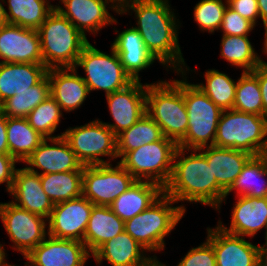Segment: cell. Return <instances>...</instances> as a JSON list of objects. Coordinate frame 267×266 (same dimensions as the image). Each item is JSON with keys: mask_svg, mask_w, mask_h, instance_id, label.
Instances as JSON below:
<instances>
[{"mask_svg": "<svg viewBox=\"0 0 267 266\" xmlns=\"http://www.w3.org/2000/svg\"><path fill=\"white\" fill-rule=\"evenodd\" d=\"M48 72L44 64L0 62V105L14 92L29 90L39 83Z\"/></svg>", "mask_w": 267, "mask_h": 266, "instance_id": "27", "label": "cell"}, {"mask_svg": "<svg viewBox=\"0 0 267 266\" xmlns=\"http://www.w3.org/2000/svg\"><path fill=\"white\" fill-rule=\"evenodd\" d=\"M220 56L242 72H252L259 65V54L248 36L222 35Z\"/></svg>", "mask_w": 267, "mask_h": 266, "instance_id": "35", "label": "cell"}, {"mask_svg": "<svg viewBox=\"0 0 267 266\" xmlns=\"http://www.w3.org/2000/svg\"><path fill=\"white\" fill-rule=\"evenodd\" d=\"M145 252L148 251L124 230L102 244L92 257L99 266L103 259L112 266H143L157 257L155 254L147 257Z\"/></svg>", "mask_w": 267, "mask_h": 266, "instance_id": "24", "label": "cell"}, {"mask_svg": "<svg viewBox=\"0 0 267 266\" xmlns=\"http://www.w3.org/2000/svg\"><path fill=\"white\" fill-rule=\"evenodd\" d=\"M114 7L120 12L127 4L132 3L136 0H109Z\"/></svg>", "mask_w": 267, "mask_h": 266, "instance_id": "48", "label": "cell"}, {"mask_svg": "<svg viewBox=\"0 0 267 266\" xmlns=\"http://www.w3.org/2000/svg\"><path fill=\"white\" fill-rule=\"evenodd\" d=\"M62 4L56 9L85 37L86 32L95 35L105 26L118 23L108 10L113 9L118 15L119 11L109 0H63Z\"/></svg>", "mask_w": 267, "mask_h": 266, "instance_id": "18", "label": "cell"}, {"mask_svg": "<svg viewBox=\"0 0 267 266\" xmlns=\"http://www.w3.org/2000/svg\"><path fill=\"white\" fill-rule=\"evenodd\" d=\"M255 25L249 20L243 18L240 14L235 12L229 6H227L222 24L220 27V31L223 32L222 35L229 36H248Z\"/></svg>", "mask_w": 267, "mask_h": 266, "instance_id": "40", "label": "cell"}, {"mask_svg": "<svg viewBox=\"0 0 267 266\" xmlns=\"http://www.w3.org/2000/svg\"><path fill=\"white\" fill-rule=\"evenodd\" d=\"M233 109L263 116V100L257 76L253 72H242L237 79Z\"/></svg>", "mask_w": 267, "mask_h": 266, "instance_id": "38", "label": "cell"}, {"mask_svg": "<svg viewBox=\"0 0 267 266\" xmlns=\"http://www.w3.org/2000/svg\"><path fill=\"white\" fill-rule=\"evenodd\" d=\"M206 83L194 84L206 94L221 110L233 109L236 96V85L228 74L216 69H208L204 72Z\"/></svg>", "mask_w": 267, "mask_h": 266, "instance_id": "36", "label": "cell"}, {"mask_svg": "<svg viewBox=\"0 0 267 266\" xmlns=\"http://www.w3.org/2000/svg\"><path fill=\"white\" fill-rule=\"evenodd\" d=\"M25 264V266H34L32 263H30L28 260H27V262H25L24 263ZM12 266H17V265H12Z\"/></svg>", "mask_w": 267, "mask_h": 266, "instance_id": "54", "label": "cell"}, {"mask_svg": "<svg viewBox=\"0 0 267 266\" xmlns=\"http://www.w3.org/2000/svg\"><path fill=\"white\" fill-rule=\"evenodd\" d=\"M252 72L258 78L263 100V117L267 119V67L258 65Z\"/></svg>", "mask_w": 267, "mask_h": 266, "instance_id": "44", "label": "cell"}, {"mask_svg": "<svg viewBox=\"0 0 267 266\" xmlns=\"http://www.w3.org/2000/svg\"><path fill=\"white\" fill-rule=\"evenodd\" d=\"M147 83L133 81L126 88L105 95L115 123L104 122L117 136L146 114Z\"/></svg>", "mask_w": 267, "mask_h": 266, "instance_id": "14", "label": "cell"}, {"mask_svg": "<svg viewBox=\"0 0 267 266\" xmlns=\"http://www.w3.org/2000/svg\"><path fill=\"white\" fill-rule=\"evenodd\" d=\"M0 154H8L7 117L0 110Z\"/></svg>", "mask_w": 267, "mask_h": 266, "instance_id": "45", "label": "cell"}, {"mask_svg": "<svg viewBox=\"0 0 267 266\" xmlns=\"http://www.w3.org/2000/svg\"><path fill=\"white\" fill-rule=\"evenodd\" d=\"M182 80H158L147 83L146 113L160 126L164 137L178 143L188 129V115L184 101V73Z\"/></svg>", "mask_w": 267, "mask_h": 266, "instance_id": "3", "label": "cell"}, {"mask_svg": "<svg viewBox=\"0 0 267 266\" xmlns=\"http://www.w3.org/2000/svg\"><path fill=\"white\" fill-rule=\"evenodd\" d=\"M0 219L14 251L27 256L48 236L47 219L16 206L11 201L0 202Z\"/></svg>", "mask_w": 267, "mask_h": 266, "instance_id": "11", "label": "cell"}, {"mask_svg": "<svg viewBox=\"0 0 267 266\" xmlns=\"http://www.w3.org/2000/svg\"><path fill=\"white\" fill-rule=\"evenodd\" d=\"M171 197L163 194L149 208L125 221L124 230L148 252L165 249V237L182 220L186 208L181 203L173 206Z\"/></svg>", "mask_w": 267, "mask_h": 266, "instance_id": "5", "label": "cell"}, {"mask_svg": "<svg viewBox=\"0 0 267 266\" xmlns=\"http://www.w3.org/2000/svg\"><path fill=\"white\" fill-rule=\"evenodd\" d=\"M1 1L3 0H0V28L8 24L5 13L6 9Z\"/></svg>", "mask_w": 267, "mask_h": 266, "instance_id": "50", "label": "cell"}, {"mask_svg": "<svg viewBox=\"0 0 267 266\" xmlns=\"http://www.w3.org/2000/svg\"><path fill=\"white\" fill-rule=\"evenodd\" d=\"M2 63L43 64L38 30L7 24L0 28Z\"/></svg>", "mask_w": 267, "mask_h": 266, "instance_id": "17", "label": "cell"}, {"mask_svg": "<svg viewBox=\"0 0 267 266\" xmlns=\"http://www.w3.org/2000/svg\"><path fill=\"white\" fill-rule=\"evenodd\" d=\"M50 82L46 75L39 83L29 90L16 91L0 105V110L6 117L26 118L40 103L50 96Z\"/></svg>", "mask_w": 267, "mask_h": 266, "instance_id": "33", "label": "cell"}, {"mask_svg": "<svg viewBox=\"0 0 267 266\" xmlns=\"http://www.w3.org/2000/svg\"><path fill=\"white\" fill-rule=\"evenodd\" d=\"M199 150L205 155L207 164L211 167L218 185L225 192L231 188L244 165L253 156L242 150L221 148L214 145Z\"/></svg>", "mask_w": 267, "mask_h": 266, "instance_id": "25", "label": "cell"}, {"mask_svg": "<svg viewBox=\"0 0 267 266\" xmlns=\"http://www.w3.org/2000/svg\"><path fill=\"white\" fill-rule=\"evenodd\" d=\"M178 144L167 137L129 151L118 161L136 180L164 188L170 180Z\"/></svg>", "mask_w": 267, "mask_h": 266, "instance_id": "8", "label": "cell"}, {"mask_svg": "<svg viewBox=\"0 0 267 266\" xmlns=\"http://www.w3.org/2000/svg\"><path fill=\"white\" fill-rule=\"evenodd\" d=\"M238 200L232 209L230 227L222 224L218 225L226 232L243 237H255L261 230H265L267 236V197L256 198L251 196H238Z\"/></svg>", "mask_w": 267, "mask_h": 266, "instance_id": "21", "label": "cell"}, {"mask_svg": "<svg viewBox=\"0 0 267 266\" xmlns=\"http://www.w3.org/2000/svg\"><path fill=\"white\" fill-rule=\"evenodd\" d=\"M125 222L109 206L93 205L84 233V244L92 255L102 244L124 231Z\"/></svg>", "mask_w": 267, "mask_h": 266, "instance_id": "28", "label": "cell"}, {"mask_svg": "<svg viewBox=\"0 0 267 266\" xmlns=\"http://www.w3.org/2000/svg\"><path fill=\"white\" fill-rule=\"evenodd\" d=\"M136 179L119 163L84 166L82 195L94 205L110 206Z\"/></svg>", "mask_w": 267, "mask_h": 266, "instance_id": "12", "label": "cell"}, {"mask_svg": "<svg viewBox=\"0 0 267 266\" xmlns=\"http://www.w3.org/2000/svg\"><path fill=\"white\" fill-rule=\"evenodd\" d=\"M5 250L4 245L0 244V266H12V264L7 263L6 261L8 255L5 253Z\"/></svg>", "mask_w": 267, "mask_h": 266, "instance_id": "51", "label": "cell"}, {"mask_svg": "<svg viewBox=\"0 0 267 266\" xmlns=\"http://www.w3.org/2000/svg\"><path fill=\"white\" fill-rule=\"evenodd\" d=\"M24 163L30 171L39 175L84 170L63 136L45 138ZM38 169L42 171L38 172Z\"/></svg>", "mask_w": 267, "mask_h": 266, "instance_id": "15", "label": "cell"}, {"mask_svg": "<svg viewBox=\"0 0 267 266\" xmlns=\"http://www.w3.org/2000/svg\"><path fill=\"white\" fill-rule=\"evenodd\" d=\"M171 8L169 0H136L127 4L119 14L134 12L137 24L134 28L147 50L165 69L171 68L178 75L186 74L190 68L185 63L178 40L181 23Z\"/></svg>", "mask_w": 267, "mask_h": 266, "instance_id": "1", "label": "cell"}, {"mask_svg": "<svg viewBox=\"0 0 267 266\" xmlns=\"http://www.w3.org/2000/svg\"><path fill=\"white\" fill-rule=\"evenodd\" d=\"M117 32L111 46L120 57L125 72L133 81H140V71L149 68L156 59L147 50L141 35L134 27L122 32L115 30V33Z\"/></svg>", "mask_w": 267, "mask_h": 266, "instance_id": "23", "label": "cell"}, {"mask_svg": "<svg viewBox=\"0 0 267 266\" xmlns=\"http://www.w3.org/2000/svg\"><path fill=\"white\" fill-rule=\"evenodd\" d=\"M176 266H216L212 244L206 239L198 247L191 248Z\"/></svg>", "mask_w": 267, "mask_h": 266, "instance_id": "41", "label": "cell"}, {"mask_svg": "<svg viewBox=\"0 0 267 266\" xmlns=\"http://www.w3.org/2000/svg\"><path fill=\"white\" fill-rule=\"evenodd\" d=\"M16 206L48 219L54 208L53 202L44 192L40 175L27 167L15 171L11 189L8 191Z\"/></svg>", "mask_w": 267, "mask_h": 266, "instance_id": "20", "label": "cell"}, {"mask_svg": "<svg viewBox=\"0 0 267 266\" xmlns=\"http://www.w3.org/2000/svg\"><path fill=\"white\" fill-rule=\"evenodd\" d=\"M228 6L256 26L260 18L257 0H228Z\"/></svg>", "mask_w": 267, "mask_h": 266, "instance_id": "42", "label": "cell"}, {"mask_svg": "<svg viewBox=\"0 0 267 266\" xmlns=\"http://www.w3.org/2000/svg\"><path fill=\"white\" fill-rule=\"evenodd\" d=\"M83 195L54 204L48 222V235L57 239H73L84 242V233L93 208Z\"/></svg>", "mask_w": 267, "mask_h": 266, "instance_id": "13", "label": "cell"}, {"mask_svg": "<svg viewBox=\"0 0 267 266\" xmlns=\"http://www.w3.org/2000/svg\"><path fill=\"white\" fill-rule=\"evenodd\" d=\"M213 246L216 266H259L261 245L245 237L224 231L219 225L207 227V238Z\"/></svg>", "mask_w": 267, "mask_h": 266, "instance_id": "16", "label": "cell"}, {"mask_svg": "<svg viewBox=\"0 0 267 266\" xmlns=\"http://www.w3.org/2000/svg\"><path fill=\"white\" fill-rule=\"evenodd\" d=\"M163 189L164 194L177 203H201L216 210L221 209L226 200V192L218 185L199 149L177 148L170 180Z\"/></svg>", "mask_w": 267, "mask_h": 266, "instance_id": "2", "label": "cell"}, {"mask_svg": "<svg viewBox=\"0 0 267 266\" xmlns=\"http://www.w3.org/2000/svg\"><path fill=\"white\" fill-rule=\"evenodd\" d=\"M7 4L6 19L8 24L25 28L38 29L54 10L45 0H3Z\"/></svg>", "mask_w": 267, "mask_h": 266, "instance_id": "31", "label": "cell"}, {"mask_svg": "<svg viewBox=\"0 0 267 266\" xmlns=\"http://www.w3.org/2000/svg\"><path fill=\"white\" fill-rule=\"evenodd\" d=\"M63 112L60 105L50 95L46 100L34 108L26 117L30 126L44 138H56L63 133L53 135L61 123Z\"/></svg>", "mask_w": 267, "mask_h": 266, "instance_id": "37", "label": "cell"}, {"mask_svg": "<svg viewBox=\"0 0 267 266\" xmlns=\"http://www.w3.org/2000/svg\"><path fill=\"white\" fill-rule=\"evenodd\" d=\"M163 194L164 189L160 185L150 181L136 180L109 207L125 222L149 208Z\"/></svg>", "mask_w": 267, "mask_h": 266, "instance_id": "26", "label": "cell"}, {"mask_svg": "<svg viewBox=\"0 0 267 266\" xmlns=\"http://www.w3.org/2000/svg\"><path fill=\"white\" fill-rule=\"evenodd\" d=\"M226 4H225V3ZM200 0L194 7V19L201 31H219L228 0Z\"/></svg>", "mask_w": 267, "mask_h": 266, "instance_id": "39", "label": "cell"}, {"mask_svg": "<svg viewBox=\"0 0 267 266\" xmlns=\"http://www.w3.org/2000/svg\"><path fill=\"white\" fill-rule=\"evenodd\" d=\"M47 76L50 95L66 113L80 108L90 94L88 86L75 68L48 69Z\"/></svg>", "mask_w": 267, "mask_h": 266, "instance_id": "22", "label": "cell"}, {"mask_svg": "<svg viewBox=\"0 0 267 266\" xmlns=\"http://www.w3.org/2000/svg\"><path fill=\"white\" fill-rule=\"evenodd\" d=\"M16 163L18 162L10 154H0V185L5 183L7 192L13 184Z\"/></svg>", "mask_w": 267, "mask_h": 266, "instance_id": "43", "label": "cell"}, {"mask_svg": "<svg viewBox=\"0 0 267 266\" xmlns=\"http://www.w3.org/2000/svg\"><path fill=\"white\" fill-rule=\"evenodd\" d=\"M48 4H50L54 9H56V5H52L49 0H45ZM54 1V0H53ZM63 0H59V4L62 3Z\"/></svg>", "mask_w": 267, "mask_h": 266, "instance_id": "53", "label": "cell"}, {"mask_svg": "<svg viewBox=\"0 0 267 266\" xmlns=\"http://www.w3.org/2000/svg\"><path fill=\"white\" fill-rule=\"evenodd\" d=\"M259 266H267V244L261 245L259 256Z\"/></svg>", "mask_w": 267, "mask_h": 266, "instance_id": "47", "label": "cell"}, {"mask_svg": "<svg viewBox=\"0 0 267 266\" xmlns=\"http://www.w3.org/2000/svg\"><path fill=\"white\" fill-rule=\"evenodd\" d=\"M264 30H265V39H264V45H263V48H262V52L265 53L267 55V26H264ZM259 66H264V67H267V62L266 61H263V59L260 58L259 56Z\"/></svg>", "mask_w": 267, "mask_h": 266, "instance_id": "49", "label": "cell"}, {"mask_svg": "<svg viewBox=\"0 0 267 266\" xmlns=\"http://www.w3.org/2000/svg\"><path fill=\"white\" fill-rule=\"evenodd\" d=\"M260 19L263 26H267V0H257Z\"/></svg>", "mask_w": 267, "mask_h": 266, "instance_id": "46", "label": "cell"}, {"mask_svg": "<svg viewBox=\"0 0 267 266\" xmlns=\"http://www.w3.org/2000/svg\"><path fill=\"white\" fill-rule=\"evenodd\" d=\"M143 266H167L166 264L161 263L157 257H153L148 263Z\"/></svg>", "mask_w": 267, "mask_h": 266, "instance_id": "52", "label": "cell"}, {"mask_svg": "<svg viewBox=\"0 0 267 266\" xmlns=\"http://www.w3.org/2000/svg\"><path fill=\"white\" fill-rule=\"evenodd\" d=\"M63 137L83 166L111 164L118 158L116 135L99 119L69 127L63 132Z\"/></svg>", "mask_w": 267, "mask_h": 266, "instance_id": "10", "label": "cell"}, {"mask_svg": "<svg viewBox=\"0 0 267 266\" xmlns=\"http://www.w3.org/2000/svg\"><path fill=\"white\" fill-rule=\"evenodd\" d=\"M184 74V101L188 115V129L177 143L179 148L201 149L214 145L221 110Z\"/></svg>", "mask_w": 267, "mask_h": 266, "instance_id": "7", "label": "cell"}, {"mask_svg": "<svg viewBox=\"0 0 267 266\" xmlns=\"http://www.w3.org/2000/svg\"><path fill=\"white\" fill-rule=\"evenodd\" d=\"M92 257L84 242L48 235L24 258L34 266H85Z\"/></svg>", "mask_w": 267, "mask_h": 266, "instance_id": "19", "label": "cell"}, {"mask_svg": "<svg viewBox=\"0 0 267 266\" xmlns=\"http://www.w3.org/2000/svg\"><path fill=\"white\" fill-rule=\"evenodd\" d=\"M44 139L26 118L7 117L8 154L17 162L24 163Z\"/></svg>", "mask_w": 267, "mask_h": 266, "instance_id": "30", "label": "cell"}, {"mask_svg": "<svg viewBox=\"0 0 267 266\" xmlns=\"http://www.w3.org/2000/svg\"><path fill=\"white\" fill-rule=\"evenodd\" d=\"M83 68L86 77H82L89 92L104 90L105 95L126 88L133 82L125 72L120 57L111 46L110 54L100 51L90 42L82 49L75 69Z\"/></svg>", "mask_w": 267, "mask_h": 266, "instance_id": "9", "label": "cell"}, {"mask_svg": "<svg viewBox=\"0 0 267 266\" xmlns=\"http://www.w3.org/2000/svg\"><path fill=\"white\" fill-rule=\"evenodd\" d=\"M43 64L48 68H74L89 42L66 17L54 9L37 29Z\"/></svg>", "mask_w": 267, "mask_h": 266, "instance_id": "4", "label": "cell"}, {"mask_svg": "<svg viewBox=\"0 0 267 266\" xmlns=\"http://www.w3.org/2000/svg\"><path fill=\"white\" fill-rule=\"evenodd\" d=\"M162 137L160 126L146 113L129 129L116 136L117 156L122 159L129 151L156 142Z\"/></svg>", "mask_w": 267, "mask_h": 266, "instance_id": "34", "label": "cell"}, {"mask_svg": "<svg viewBox=\"0 0 267 266\" xmlns=\"http://www.w3.org/2000/svg\"><path fill=\"white\" fill-rule=\"evenodd\" d=\"M263 177H267V154L252 156L226 192L225 198L234 190H236L234 192L237 194L236 197H267V181L261 180Z\"/></svg>", "mask_w": 267, "mask_h": 266, "instance_id": "29", "label": "cell"}, {"mask_svg": "<svg viewBox=\"0 0 267 266\" xmlns=\"http://www.w3.org/2000/svg\"><path fill=\"white\" fill-rule=\"evenodd\" d=\"M41 185L53 204L82 196L83 171L40 175Z\"/></svg>", "mask_w": 267, "mask_h": 266, "instance_id": "32", "label": "cell"}, {"mask_svg": "<svg viewBox=\"0 0 267 266\" xmlns=\"http://www.w3.org/2000/svg\"><path fill=\"white\" fill-rule=\"evenodd\" d=\"M214 146L242 150L253 156L267 154V119L235 109L222 111Z\"/></svg>", "mask_w": 267, "mask_h": 266, "instance_id": "6", "label": "cell"}]
</instances>
